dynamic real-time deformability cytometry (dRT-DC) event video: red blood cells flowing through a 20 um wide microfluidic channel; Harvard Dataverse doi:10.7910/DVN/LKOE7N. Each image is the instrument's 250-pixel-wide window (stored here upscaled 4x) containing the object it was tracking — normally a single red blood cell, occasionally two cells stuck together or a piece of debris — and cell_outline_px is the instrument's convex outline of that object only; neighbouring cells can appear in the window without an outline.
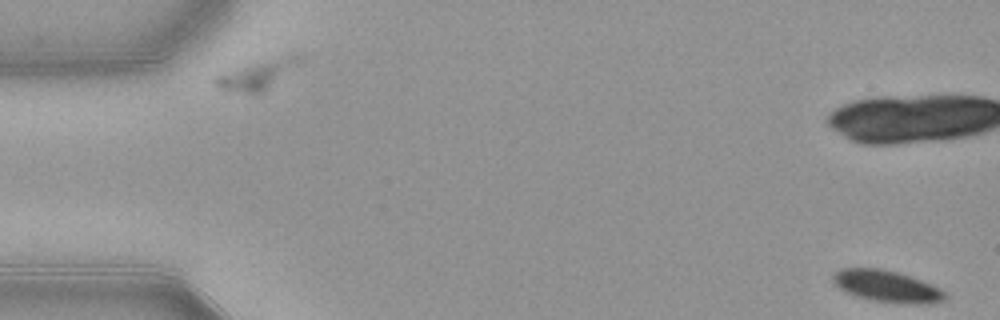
{"species": "common noctule bat (a hibernating species)", "species_latin": "Nyctalus noctula", "temperature_condition": "warm", "stored_images_in_passage": 2, "segment_of_instrument_passage": [2, 2], "camera_frame_rate_fps": 3000, "um_per_image_px": 0.085, "animal": {"sex": "female", "body_mass_g": 21.9}, "frame": {"image": 1, "passage_image": 2, "time_ms": 0.333, "image_size_px": [1000, 320], "cell_outline_px": [[948, 296], [944, 300], [932, 304], [896, 304], [872, 300], [856, 296], [832, 284], [832, 276], [840, 268], [880, 268], [896, 272], [920, 280], [940, 288]], "centroid_in_image_um": [75.38, 24.35], "position_along_channel_um": 9.6, "area_um2": 20.81}}